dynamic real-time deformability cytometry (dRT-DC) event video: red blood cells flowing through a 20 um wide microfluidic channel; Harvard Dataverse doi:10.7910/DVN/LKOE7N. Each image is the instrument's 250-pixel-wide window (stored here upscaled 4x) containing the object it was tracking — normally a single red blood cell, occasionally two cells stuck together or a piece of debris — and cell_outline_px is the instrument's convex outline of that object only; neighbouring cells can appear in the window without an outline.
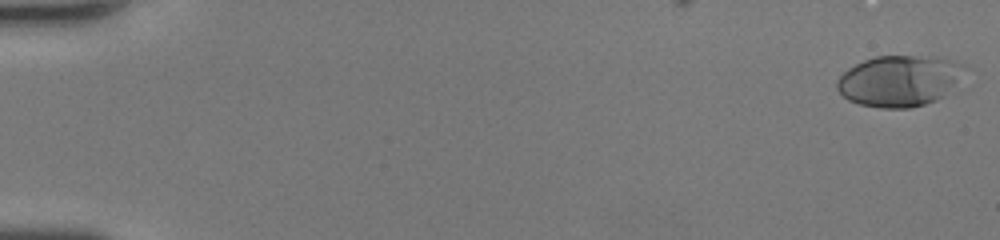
{"species": "human", "species_latin": "Homo sapiens", "temperature_condition": "room temperature", "stored_images_in_passage": 48, "camera_frame_rate_fps": 3000, "um_per_image_px": 0.085, "donor": {"sex": "female"}, "frame": {"image": 1, "passage_image": 1, "time_ms": 0.0, "image_size_px": [1000, 240], "cell_outline_px": [[964, 64], [952, 84], [944, 96], [936, 100], [912, 108], [880, 108], [860, 104], [848, 100], [836, 88], [836, 80], [848, 68], [864, 60], [876, 56], [936, 56], [956, 60]], "centroid_in_image_um": [76.37, 6.86], "position_along_channel_um": 8.6, "area_um2": 37.51}}
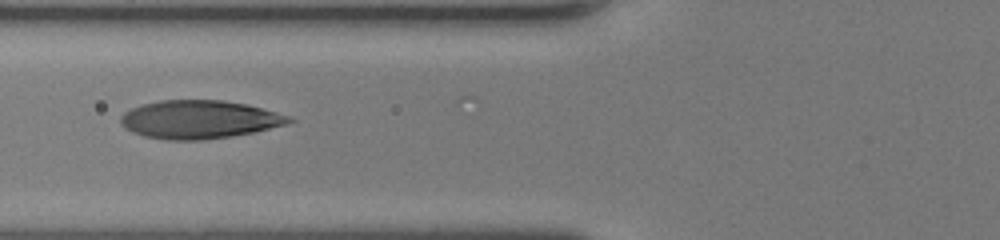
{"frame": {"image": 2, "passage_image": 20, "time_ms": 6.333, "image_size_px": [1000, 240], "cell_outline_px": [[296, 120], [284, 124], [256, 132], [232, 136], [204, 140], [168, 140], [144, 136], [132, 132], [124, 128], [120, 124], [120, 116], [124, 112], [132, 108], [144, 104], [160, 100], [224, 100], [244, 104], [276, 112], [288, 116]], "centroid_in_image_um": [16.9, 10.16], "position_along_channel_um": 108.9, "area_um2": 37.45}}
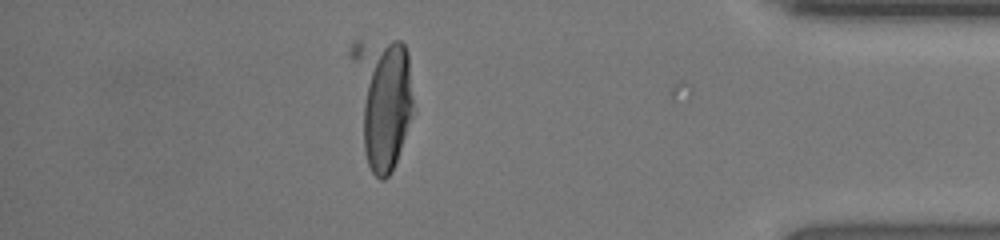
{"frame": {"image": 3, "passage_image": 42, "time_ms": 13.667, "image_size_px": [1000, 240], "cell_outline_px": [[416, 112], [392, 172], [384, 180], [380, 180], [372, 172], [368, 164], [364, 152], [348, 56], [348, 48], [352, 40], [400, 40], [404, 44], [408, 52]], "centroid_in_image_um": [32.49, 8.48], "position_along_channel_um": 402.7, "area_um2": 49.13}, "authors_computed_cell_mechanics": {"area_um2": 37.281, "velocity_mm_per_s": 4.4619, "shape_relaxation_time_tau1_ms": 4.3079, "shape_relaxation_time_tau2_ms": null, "deformation_change_tau1": 0.2488, "deformation_change_tau2": null}}